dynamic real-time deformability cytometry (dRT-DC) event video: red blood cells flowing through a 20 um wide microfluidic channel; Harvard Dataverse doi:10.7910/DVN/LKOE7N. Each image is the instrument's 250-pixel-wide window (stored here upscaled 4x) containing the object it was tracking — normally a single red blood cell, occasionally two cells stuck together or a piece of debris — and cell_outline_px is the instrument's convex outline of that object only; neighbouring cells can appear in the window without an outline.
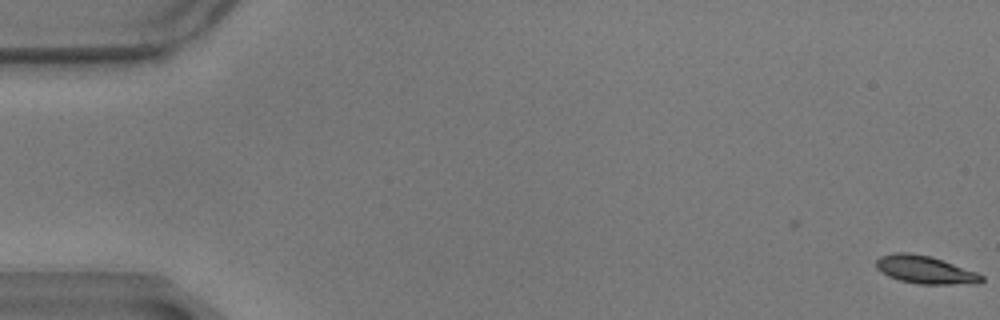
{"species": "common noctule bat (a hibernating species)", "species_latin": "Nyctalus noctula", "temperature_condition": "warm", "stored_images_in_passage": 47, "camera_frame_rate_fps": 3000, "um_per_image_px": 0.085, "animal": {"sex": "male", "body_mass_g": 17.9}, "frame": {"image": 1, "passage_image": 1, "time_ms": 0.0, "image_size_px": [1000, 320], "cell_outline_px": [[984, 280], [980, 284], [920, 284], [900, 280], [888, 276], [880, 272], [876, 268], [876, 260], [880, 256], [892, 252], [908, 252], [932, 256], [976, 272], [984, 276]], "centroid_in_image_um": [78.64, 22.92], "position_along_channel_um": 6.4, "area_um2": 17.34}}
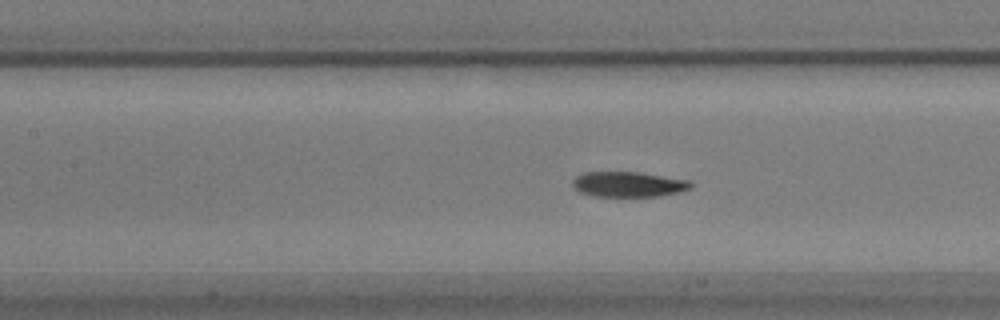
{"frame": {"image": 2, "passage_image": 27, "time_ms": 8.667, "image_size_px": [1000, 320], "cell_outline_px": [[692, 188], [680, 192], [660, 196], [592, 196], [580, 192], [572, 184], [572, 180], [576, 176], [584, 172], [640, 172], [692, 180]], "centroid_in_image_um": [53.46, 15.66], "position_along_channel_um": 153.9, "area_um2": 17.57}}
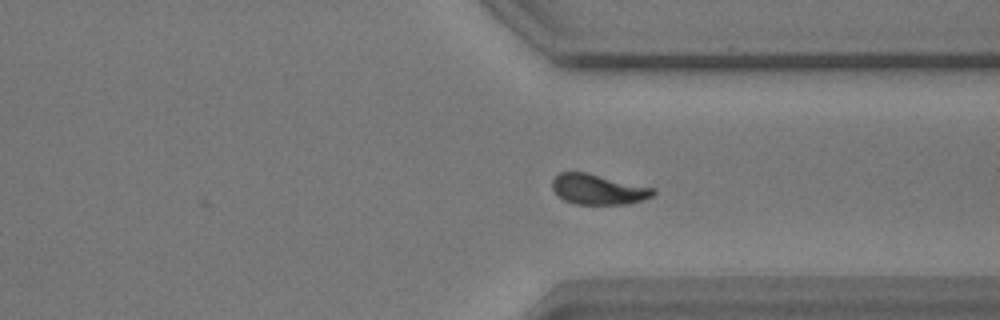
{"frame": {"image": 3, "passage_image": 45, "time_ms": 14.667, "image_size_px": [1000, 320], "cell_outline_px": [[656, 192], [652, 196], [644, 200], [628, 204], [576, 204], [564, 200], [552, 188], [552, 180], [560, 172], [584, 172], [656, 188]], "centroid_in_image_um": [50.88, 16.1], "position_along_channel_um": 360.5, "area_um2": 17.74}, "authors_computed_cell_mechanics": {"area_um2": 17.629, "velocity_mm_per_s": 3.4526, "shape_relaxation_time_tau1_ms": 5.0079, "shape_relaxation_time_tau2_ms": 3.7204, "deformation_change_tau1": 0.1618, "deformation_change_tau2": 0.0968}}